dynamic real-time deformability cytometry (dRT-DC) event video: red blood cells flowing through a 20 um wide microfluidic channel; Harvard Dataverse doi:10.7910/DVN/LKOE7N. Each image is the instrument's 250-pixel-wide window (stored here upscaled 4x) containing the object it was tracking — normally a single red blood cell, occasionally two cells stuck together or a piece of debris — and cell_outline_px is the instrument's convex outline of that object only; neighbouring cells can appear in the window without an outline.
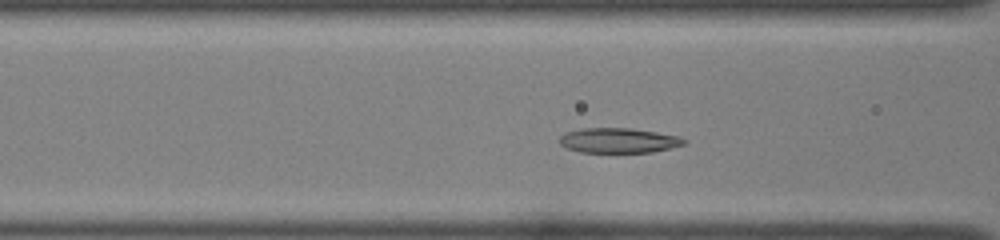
{"species": "common noctule bat (a hibernating species)", "species_latin": "Nyctalus noctula", "temperature_condition": "room temperature", "stored_images_in_passage": 38, "camera_frame_rate_fps": 3000, "um_per_image_px": 0.085, "animal": {"sex": "female", "body_mass_g": 22.0, "forearm_length_mm": 56.7}, "frame": {"image": 1, "passage_image": 9, "time_ms": 2.667, "image_size_px": [1000, 240], "cell_outline_px": [[688, 140], [684, 144], [652, 152], [616, 156], [580, 152], [568, 148], [560, 144], [560, 136], [564, 132], [580, 128], [632, 128], [680, 136]], "centroid_in_image_um": [52.56, 11.99], "position_along_channel_um": 114.0, "area_um2": 19.13}}
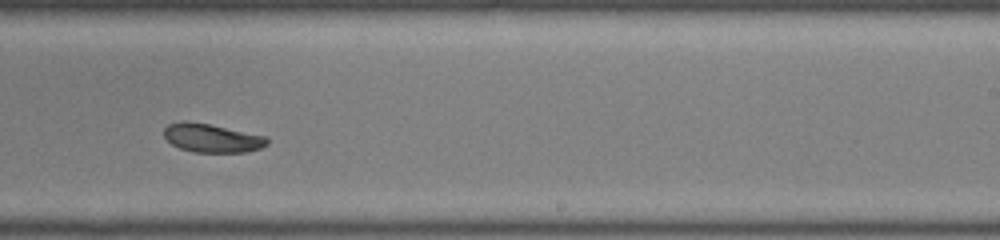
{"frame": {"image": 2, "passage_image": 21, "time_ms": 6.667, "image_size_px": [1000, 240], "cell_outline_px": [[268, 144], [260, 148], [248, 152], [192, 152], [180, 148], [172, 144], [164, 136], [164, 128], [168, 124], [180, 120], [188, 120], [268, 136]], "centroid_in_image_um": [18.01, 11.72], "position_along_channel_um": 271.0, "area_um2": 17.34}}
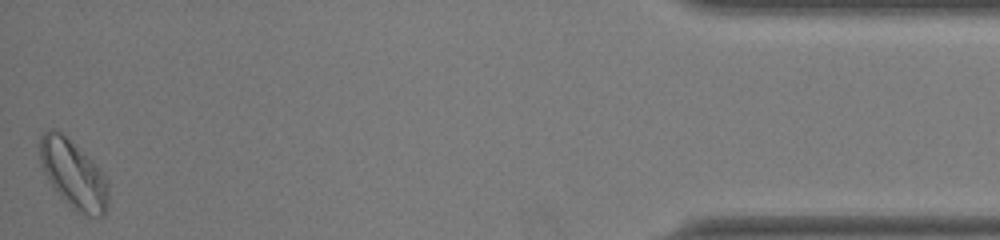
{"frame": {"image": 3, "passage_image": 38, "time_ms": 12.333, "image_size_px": [1000, 240], "cell_outline_px": [[108, 204], [104, 216], [88, 216], [76, 212], [60, 196], [48, 180], [40, 164], [40, 136], [44, 132], [52, 128], [60, 132], [88, 156], [100, 168], [108, 184]], "centroid_in_image_um": [6.25, 14.84], "position_along_channel_um": 429.0, "area_um2": 27.17}, "authors_computed_cell_mechanics": {"area_um2": 18.0625, "velocity_mm_per_s": 3.938, "shape_relaxation_time_tau1_ms": 5.4355, "shape_relaxation_time_tau2_ms": 6.6055, "deformation_change_tau1": 0.1409, "deformation_change_tau2": 0.0706}}